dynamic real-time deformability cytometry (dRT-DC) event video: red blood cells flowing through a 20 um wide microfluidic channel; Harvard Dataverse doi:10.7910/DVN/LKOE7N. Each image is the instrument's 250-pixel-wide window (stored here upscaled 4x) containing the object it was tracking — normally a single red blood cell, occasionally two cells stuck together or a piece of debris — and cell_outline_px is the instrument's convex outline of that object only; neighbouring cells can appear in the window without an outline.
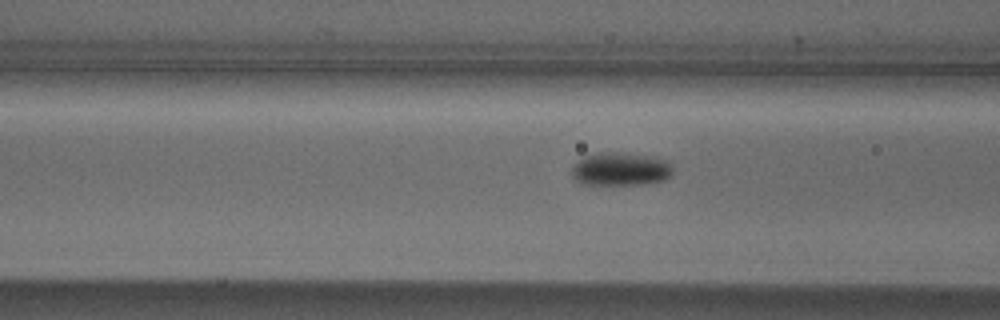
{"species": "Egyptian fruit bat (a non-hibernating species)", "species_latin": "Rousettus aegyptiacus", "temperature_condition": "cold", "stored_images_in_passage": 14, "camera_frame_rate_fps": 3000, "um_per_image_px": 0.085, "animal": {"sex": "male"}, "frame": {"image": 1, "passage_image": 12, "time_ms": 3.667, "image_size_px": [1000, 320], "cell_outline_px": [[672, 172], [664, 180], [640, 184], [584, 184], [576, 180], [572, 176], [572, 164], [584, 156], [596, 152], [624, 152], [652, 156], [668, 160], [672, 164]], "centroid_in_image_um": [52.73, 14.34], "position_along_channel_um": 113.9, "area_um2": 19.77}}